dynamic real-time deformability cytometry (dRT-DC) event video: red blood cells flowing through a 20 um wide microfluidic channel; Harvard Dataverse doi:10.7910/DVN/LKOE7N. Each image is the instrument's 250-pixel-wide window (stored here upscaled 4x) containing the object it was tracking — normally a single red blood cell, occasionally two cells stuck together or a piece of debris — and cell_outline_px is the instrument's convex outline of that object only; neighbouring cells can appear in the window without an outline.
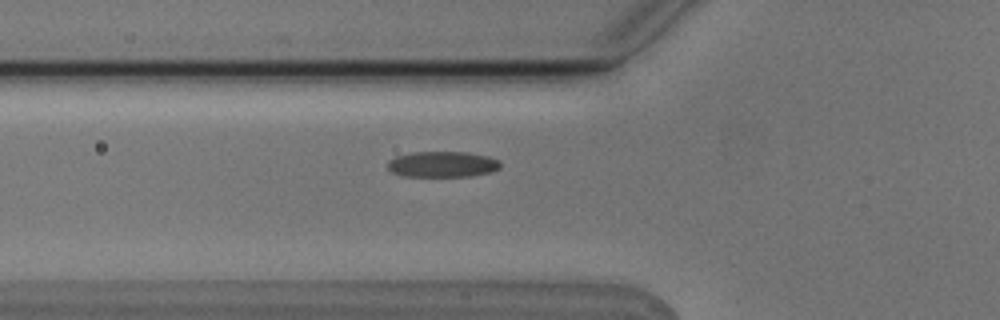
{"species": "Egyptian fruit bat (a non-hibernating species)", "species_latin": "Rousettus aegyptiacus", "temperature_condition": "cold", "stored_images_in_passage": 2, "camera_frame_rate_fps": 3000, "um_per_image_px": 0.085, "animal": {"sex": "male"}, "frame": {"image": 1, "passage_image": 2, "time_ms": 0.333, "image_size_px": [1000, 320], "cell_outline_px": [[500, 168], [488, 172], [468, 176], [404, 176], [392, 172], [388, 168], [388, 160], [396, 156], [412, 152], [468, 152], [488, 156], [500, 160]], "centroid_in_image_um": [37.6, 13.95], "position_along_channel_um": 88.2, "area_um2": 16.88}}